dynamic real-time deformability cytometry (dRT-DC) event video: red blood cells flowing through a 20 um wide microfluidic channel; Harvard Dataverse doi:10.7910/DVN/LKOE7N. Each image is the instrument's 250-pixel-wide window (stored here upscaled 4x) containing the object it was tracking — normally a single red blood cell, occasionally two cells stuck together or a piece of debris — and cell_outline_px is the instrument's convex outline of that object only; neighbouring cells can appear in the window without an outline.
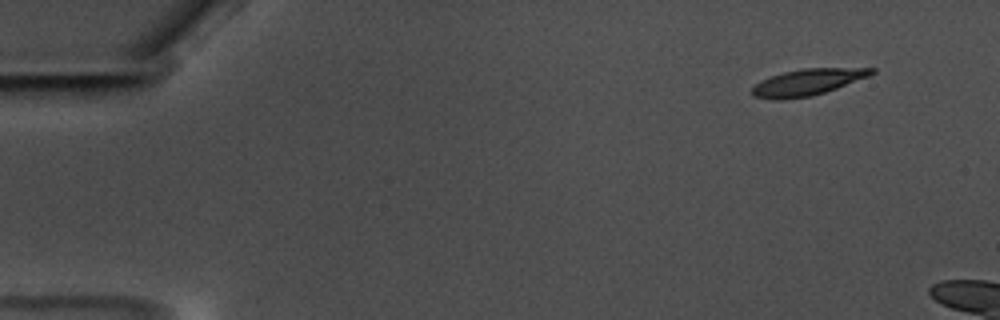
{"species": "common noctule bat (a hibernating species)", "species_latin": "Nyctalus noctula", "temperature_condition": "warm", "stored_images_in_passage": 10, "camera_frame_rate_fps": 3000, "um_per_image_px": 0.085, "animal": {"sex": "male", "body_mass_g": 17.5, "forearm_length_mm": 52.3}, "frame": {"image": 1, "passage_image": 1, "time_ms": 0.0, "image_size_px": [1000, 320], "cell_outline_px": [[876, 72], [868, 76], [836, 88], [812, 96], [780, 100], [776, 100], [752, 96], [752, 88], [760, 80], [784, 72], [804, 68], [876, 68]], "centroid_in_image_um": [68.61, 6.99], "position_along_channel_um": 16.4, "area_um2": 18.21}}